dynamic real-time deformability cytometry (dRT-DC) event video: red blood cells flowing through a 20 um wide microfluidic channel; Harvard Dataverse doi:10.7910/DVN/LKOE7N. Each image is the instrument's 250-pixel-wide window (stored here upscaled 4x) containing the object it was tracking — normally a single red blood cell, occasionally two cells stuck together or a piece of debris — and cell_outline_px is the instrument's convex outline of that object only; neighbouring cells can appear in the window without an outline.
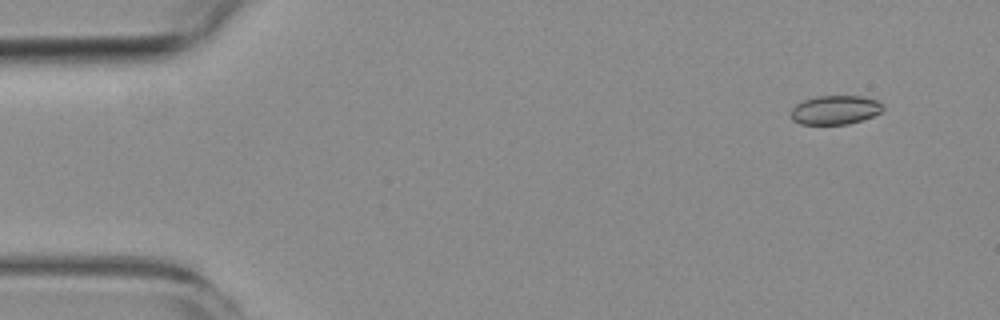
{"species": "common noctule bat (a hibernating species)", "species_latin": "Nyctalus noctula", "temperature_condition": "room temperature", "stored_images_in_passage": 4, "camera_frame_rate_fps": 3000, "um_per_image_px": 0.085, "animal": {"sex": "female", "body_mass_g": 19.3, "forearm_length_mm": 54.1}, "frame": {"image": 1, "passage_image": 1, "time_ms": 0.0, "image_size_px": [1000, 320], "cell_outline_px": [[884, 108], [880, 112], [872, 116], [848, 124], [800, 124], [792, 120], [792, 108], [796, 104], [804, 100], [816, 96], [860, 96], [876, 100], [884, 104]], "centroid_in_image_um": [70.99, 9.34], "position_along_channel_um": 14.0, "area_um2": 15.43}}
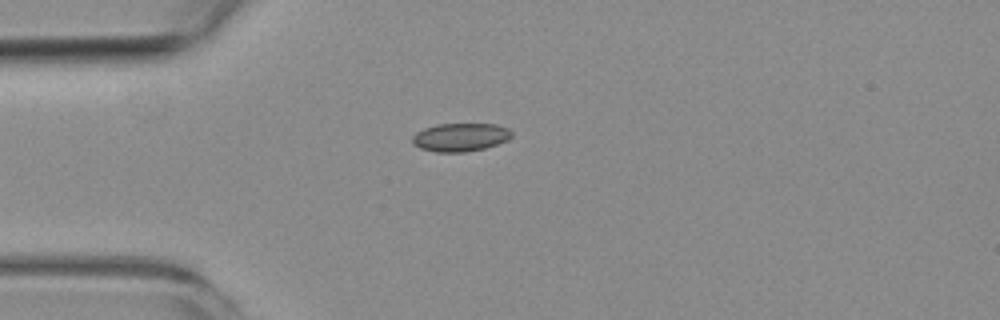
{"frame": {"image": 2, "passage_image": 4, "time_ms": 3.333, "image_size_px": [1000, 320], "cell_outline_px": [[512, 136], [508, 140], [484, 148], [464, 152], [436, 152], [420, 148], [412, 144], [412, 136], [416, 132], [424, 128], [436, 124], [496, 124], [508, 128], [512, 132]], "centroid_in_image_um": [39.11, 11.66], "position_along_channel_um": 45.9, "area_um2": 16.42}}